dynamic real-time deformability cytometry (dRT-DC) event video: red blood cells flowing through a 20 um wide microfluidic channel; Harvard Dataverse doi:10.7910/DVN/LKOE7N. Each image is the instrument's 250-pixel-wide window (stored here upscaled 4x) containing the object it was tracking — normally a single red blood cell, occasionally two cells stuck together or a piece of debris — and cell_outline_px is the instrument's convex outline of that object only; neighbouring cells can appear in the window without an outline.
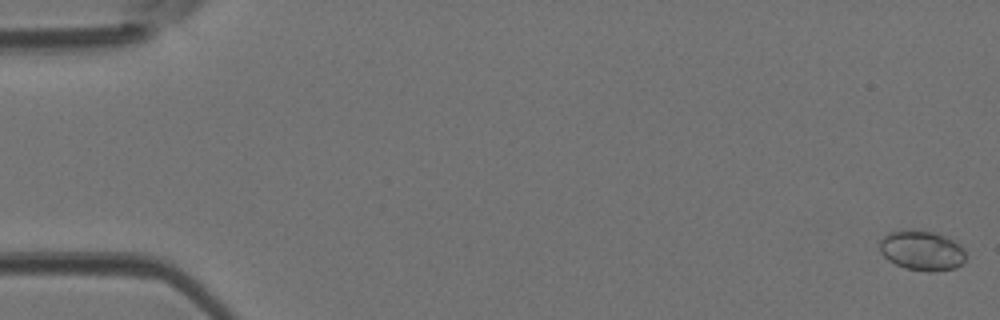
{"species": "Egyptian fruit bat (a non-hibernating species)", "species_latin": "Rousettus aegyptiacus", "temperature_condition": "room temperature", "stored_images_in_passage": 47, "camera_frame_rate_fps": 3000, "um_per_image_px": 0.085, "animal": {"sex": "female"}, "frame": {"image": 1, "passage_image": 1, "time_ms": 0.0, "image_size_px": [1000, 320], "cell_outline_px": [[964, 260], [956, 268], [932, 272], [928, 272], [904, 268], [888, 260], [880, 252], [880, 240], [888, 232], [900, 228], [912, 228], [936, 232], [948, 236], [956, 240], [964, 248]], "centroid_in_image_um": [78.35, 21.25], "position_along_channel_um": 6.7, "area_um2": 20.69}}
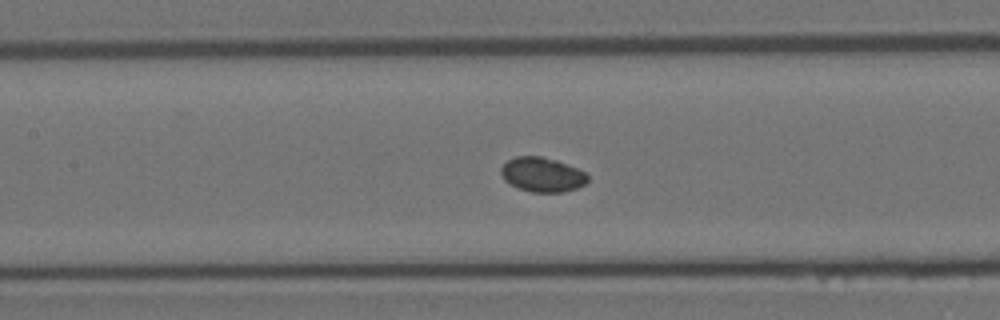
{"frame": {"image": 2, "passage_image": 22, "time_ms": 7.0, "image_size_px": [1000, 320], "cell_outline_px": [[588, 180], [584, 184], [576, 188], [564, 192], [532, 192], [516, 188], [508, 184], [504, 180], [500, 172], [500, 168], [508, 160], [516, 156], [540, 156], [556, 160], [568, 164], [584, 172], [588, 176]], "centroid_in_image_um": [46.05, 14.85], "position_along_channel_um": 161.3, "area_um2": 17.51}}
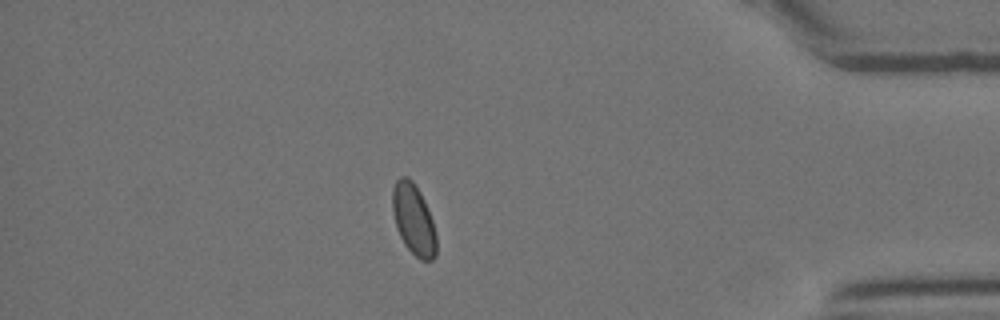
{"frame": {"image": 3, "passage_image": 41, "time_ms": 13.333, "image_size_px": [1000, 320], "cell_outline_px": [[436, 256], [432, 260], [420, 260], [404, 244], [396, 228], [392, 208], [392, 188], [396, 180], [400, 176], [408, 176], [412, 180], [420, 192], [424, 200], [432, 220], [436, 236]], "centroid_in_image_um": [35.14, 18.64], "position_along_channel_um": 400.1, "area_um2": 18.15}}